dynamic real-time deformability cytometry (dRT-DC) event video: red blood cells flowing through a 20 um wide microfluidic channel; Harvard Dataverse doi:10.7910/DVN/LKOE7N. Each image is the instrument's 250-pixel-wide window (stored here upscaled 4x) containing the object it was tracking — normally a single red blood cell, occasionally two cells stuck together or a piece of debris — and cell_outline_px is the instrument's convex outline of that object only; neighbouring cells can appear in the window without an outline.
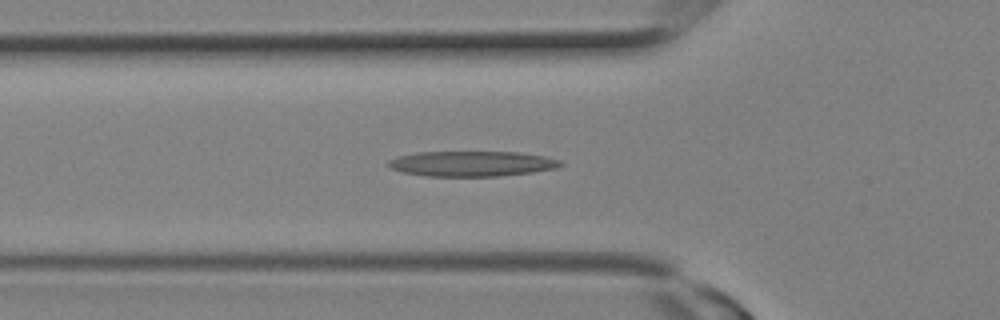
{"species": "Egyptian fruit bat (a non-hibernating species)", "species_latin": "Rousettus aegyptiacus", "temperature_condition": "room temperature", "stored_images_in_passage": 5, "camera_frame_rate_fps": 3000, "um_per_image_px": 0.085, "animal": {"sex": "female"}, "frame": {"image": 1, "passage_image": 3, "time_ms": 0.667, "image_size_px": [1000, 320], "cell_outline_px": [[564, 164], [556, 168], [532, 172], [496, 176], [424, 176], [404, 172], [392, 168], [388, 164], [388, 160], [396, 156], [416, 152], [520, 152], [544, 156], [560, 160]], "centroid_in_image_um": [40.1, 13.9], "position_along_channel_um": 85.7, "area_um2": 25.32}}
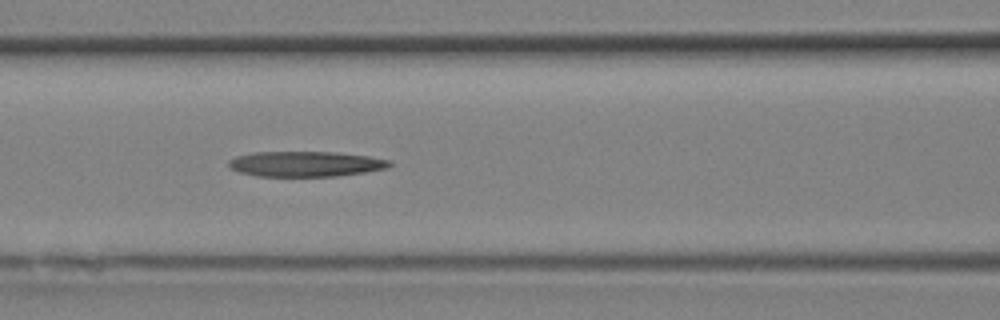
{"frame": {"image": 2, "passage_image": 5, "time_ms": 1.333, "image_size_px": [1000, 320], "cell_outline_px": [[392, 164], [388, 168], [364, 172], [336, 176], [256, 176], [240, 172], [228, 168], [228, 160], [236, 156], [252, 152], [336, 152], [368, 156], [392, 160]], "centroid_in_image_um": [25.96, 13.93], "position_along_channel_um": 140.6, "area_um2": 23.87}}